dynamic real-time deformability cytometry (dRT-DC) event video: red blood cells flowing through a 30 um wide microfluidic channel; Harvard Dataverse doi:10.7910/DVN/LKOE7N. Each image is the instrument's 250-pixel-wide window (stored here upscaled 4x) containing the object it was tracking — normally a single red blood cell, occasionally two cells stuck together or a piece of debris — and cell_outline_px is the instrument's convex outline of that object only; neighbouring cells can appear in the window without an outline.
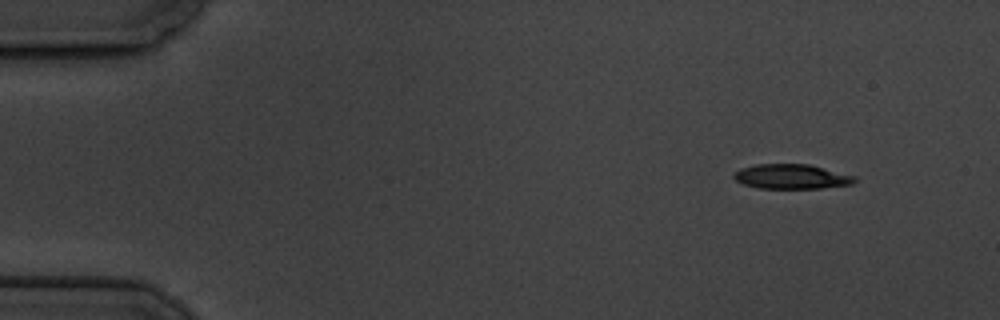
{"species": "common noctule bat (a hibernating species)", "species_latin": "Nyctalus noctula", "temperature_condition": "cold", "stored_images_in_passage": 5, "camera_frame_rate_fps": 3000, "um_per_image_px": 0.085, "animal": {"sex": "male", "body_mass_g": 19.5, "forearm_length_mm": 54.6}, "frame": {"image": 1, "passage_image": 1, "time_ms": 0.0, "image_size_px": [1000, 320], "cell_outline_px": [[856, 180], [852, 184], [820, 188], [760, 188], [744, 184], [736, 180], [732, 176], [732, 172], [740, 168], [756, 164], [808, 164], [856, 176]], "centroid_in_image_um": [67.25, 15.0], "position_along_channel_um": 17.8, "area_um2": 17.34}}
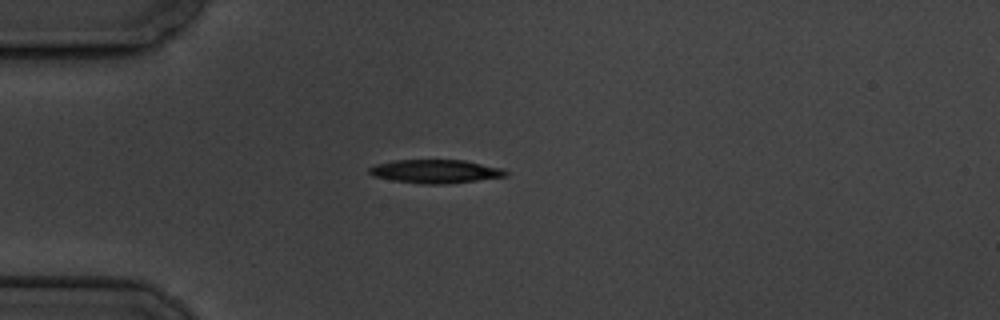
{"frame": {"image": 2, "passage_image": 3, "time_ms": 3.333, "image_size_px": [1000, 320], "cell_outline_px": [[508, 176], [444, 184], [420, 184], [392, 180], [372, 176], [368, 172], [368, 168], [376, 164], [392, 160], [464, 160], [500, 168], [508, 172]], "centroid_in_image_um": [36.96, 14.57], "position_along_channel_um": 48.0, "area_um2": 18.67}}
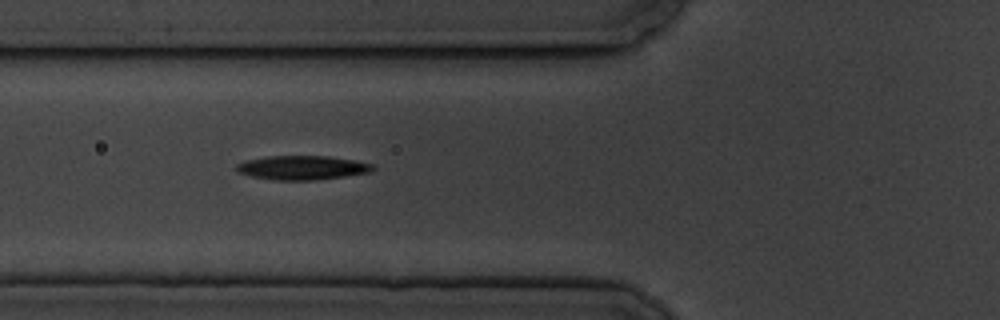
{"frame": {"image": 3, "passage_image": 5, "time_ms": 5.333, "image_size_px": [1000, 320], "cell_outline_px": [[376, 168], [368, 172], [344, 176], [312, 180], [272, 180], [252, 176], [236, 172], [236, 164], [244, 160], [268, 156], [328, 156], [352, 160], [372, 164]], "centroid_in_image_um": [25.62, 14.25], "position_along_channel_um": 100.2, "area_um2": 19.02}}